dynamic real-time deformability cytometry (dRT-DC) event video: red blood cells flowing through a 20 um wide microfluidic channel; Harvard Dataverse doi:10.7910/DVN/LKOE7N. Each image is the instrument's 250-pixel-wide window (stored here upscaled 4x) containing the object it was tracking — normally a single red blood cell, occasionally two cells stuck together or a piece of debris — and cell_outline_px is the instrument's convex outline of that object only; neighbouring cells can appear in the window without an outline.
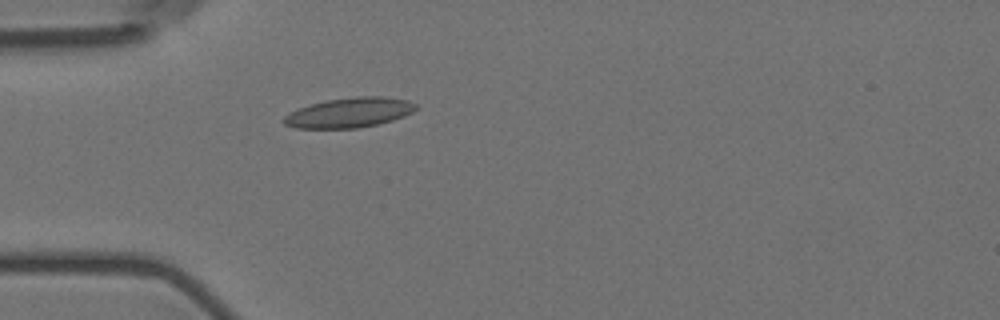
{"species": "Egyptian fruit bat (a non-hibernating species)", "species_latin": "Rousettus aegyptiacus", "temperature_condition": "room temperature", "stored_images_in_passage": 34, "camera_frame_rate_fps": 3000, "um_per_image_px": 0.085, "animal": {"sex": "female"}, "frame": {"image": 1, "passage_image": 1, "time_ms": 0.0, "image_size_px": [1000, 320], "cell_outline_px": [[416, 108], [412, 112], [404, 116], [392, 120], [376, 124], [356, 128], [296, 128], [284, 124], [284, 116], [288, 112], [312, 104], [328, 100], [356, 96], [380, 96], [408, 100], [416, 104]], "centroid_in_image_um": [29.69, 9.57], "position_along_channel_um": 55.3, "area_um2": 22.72}}
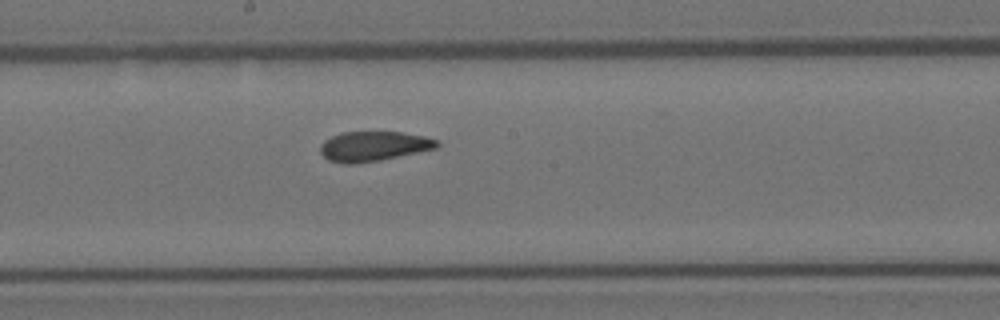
{"frame": {"image": 2, "passage_image": 15, "time_ms": 4.667, "image_size_px": [1000, 320], "cell_outline_px": [[440, 144], [436, 148], [380, 160], [352, 164], [344, 164], [328, 160], [320, 152], [320, 144], [324, 140], [340, 132], [400, 132], [424, 136], [436, 140]], "centroid_in_image_um": [31.71, 12.43], "position_along_channel_um": 216.5, "area_um2": 20.17}}
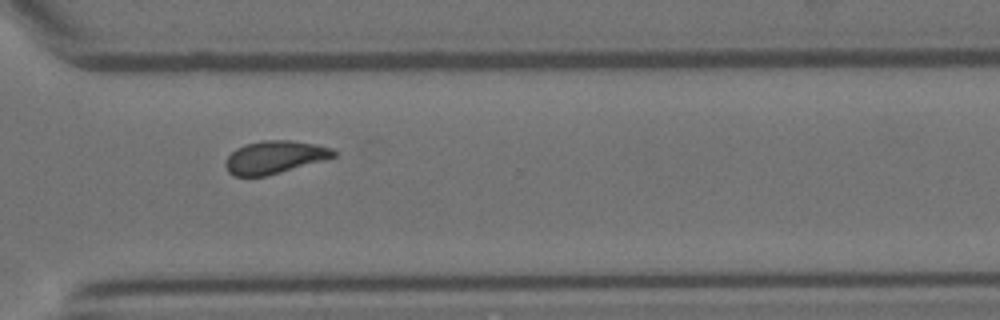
{"frame": {"image": 3, "passage_image": 26, "time_ms": 8.333, "image_size_px": [1000, 320], "cell_outline_px": [[336, 156], [324, 160], [280, 172], [264, 176], [232, 176], [228, 172], [224, 164], [224, 160], [236, 148], [244, 144], [264, 140], [292, 140], [316, 144], [332, 148], [336, 152]], "centroid_in_image_um": [23.32, 13.35], "position_along_channel_um": 347.3, "area_um2": 20.69}, "authors_computed_cell_mechanics": {"area_um2": 20.8369, "velocity_mm_per_s": 3.5775, "shape_relaxation_time_tau1_ms": 7.7759, "shape_relaxation_time_tau2_ms": 2.2336, "deformation_change_tau1": 0.1451, "deformation_change_tau2": 0.0704}}